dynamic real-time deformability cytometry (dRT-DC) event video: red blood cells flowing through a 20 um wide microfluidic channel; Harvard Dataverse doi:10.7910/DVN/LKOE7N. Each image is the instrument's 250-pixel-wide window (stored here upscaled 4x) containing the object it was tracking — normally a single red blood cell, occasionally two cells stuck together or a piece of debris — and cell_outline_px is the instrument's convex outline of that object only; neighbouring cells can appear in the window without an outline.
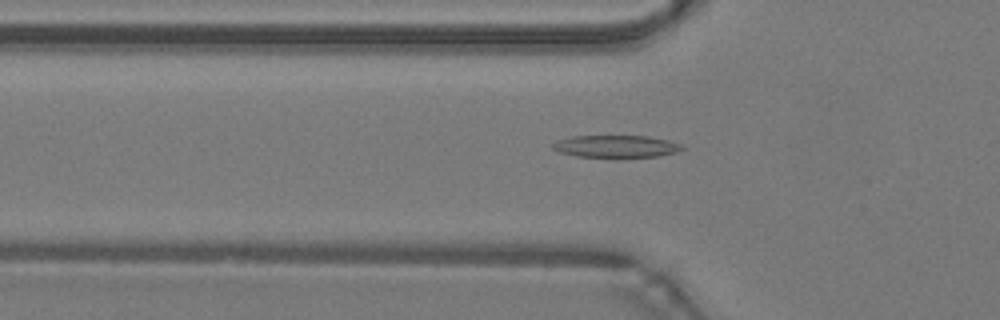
{"species": "common noctule bat (a hibernating species)", "species_latin": "Nyctalus noctula", "temperature_condition": "warm", "stored_images_in_passage": 37, "camera_frame_rate_fps": 3000, "um_per_image_px": 0.085, "animal": {"sex": "male", "body_mass_g": 19.2, "forearm_length_mm": 51.8}, "frame": {"image": 1, "passage_image": 5, "time_ms": 1.333, "image_size_px": [1000, 320], "cell_outline_px": [[684, 148], [676, 152], [656, 156], [576, 156], [560, 152], [552, 148], [552, 144], [556, 140], [572, 136], [648, 136], [668, 140], [680, 144]], "centroid_in_image_um": [52.33, 12.42], "position_along_channel_um": 73.5, "area_um2": 16.36}}
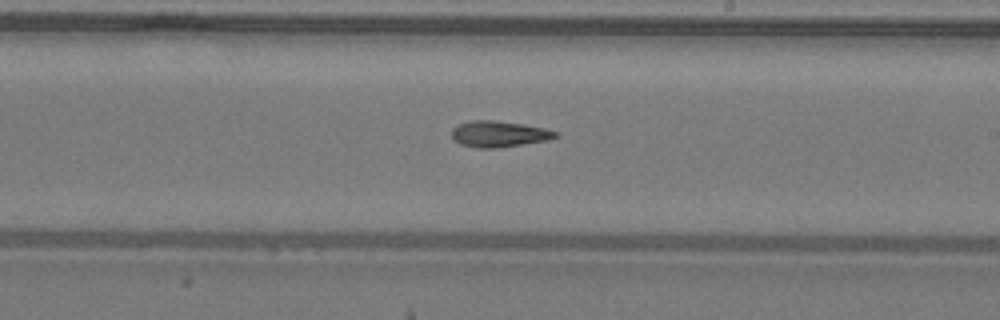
{"frame": {"image": 2, "passage_image": 17, "time_ms": 5.333, "image_size_px": [1000, 320], "cell_outline_px": [[560, 136], [548, 140], [496, 148], [476, 148], [460, 144], [452, 140], [452, 128], [460, 124], [472, 120], [496, 120], [524, 124], [544, 128], [556, 132]], "centroid_in_image_um": [42.39, 11.39], "position_along_channel_um": 246.6, "area_um2": 15.84}}
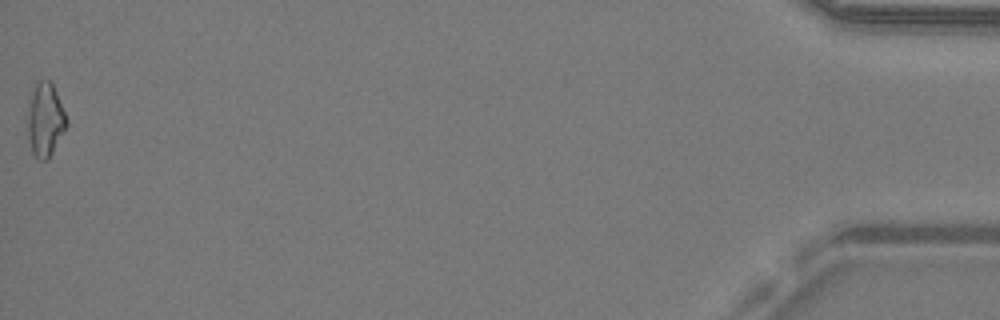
{"frame": {"image": 3, "passage_image": 37, "time_ms": 12.0, "image_size_px": [1000, 320], "cell_outline_px": [[68, 124], [48, 160], [40, 160], [32, 152], [28, 136], [28, 112], [32, 92], [36, 84], [40, 80], [48, 80], [52, 84], [68, 120]], "centroid_in_image_um": [3.85, 10.21], "position_along_channel_um": 431.3, "area_um2": 16.3}}